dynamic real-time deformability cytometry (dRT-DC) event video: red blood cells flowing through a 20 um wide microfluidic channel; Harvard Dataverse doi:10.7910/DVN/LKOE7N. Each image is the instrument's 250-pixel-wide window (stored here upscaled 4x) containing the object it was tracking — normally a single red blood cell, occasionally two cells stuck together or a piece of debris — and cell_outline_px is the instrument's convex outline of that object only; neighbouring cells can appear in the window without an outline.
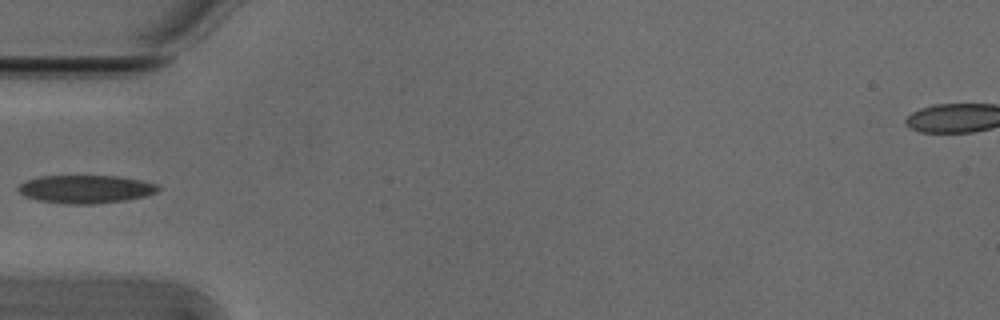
{"species": "Egyptian fruit bat (a non-hibernating species)", "species_latin": "Rousettus aegyptiacus", "temperature_condition": "cold", "stored_images_in_passage": 5, "camera_frame_rate_fps": 3000, "um_per_image_px": 0.085, "animal": {"sex": "male"}, "frame": {"image": 1, "passage_image": 5, "time_ms": 1.333, "image_size_px": [1000, 320], "cell_outline_px": [[160, 188], [156, 192], [144, 196], [124, 200], [92, 204], [68, 204], [40, 200], [24, 196], [16, 188], [24, 180], [40, 176], [116, 176], [140, 180], [156, 184]], "centroid_in_image_um": [7.24, 16.07], "position_along_channel_um": 77.8, "area_um2": 22.72}}